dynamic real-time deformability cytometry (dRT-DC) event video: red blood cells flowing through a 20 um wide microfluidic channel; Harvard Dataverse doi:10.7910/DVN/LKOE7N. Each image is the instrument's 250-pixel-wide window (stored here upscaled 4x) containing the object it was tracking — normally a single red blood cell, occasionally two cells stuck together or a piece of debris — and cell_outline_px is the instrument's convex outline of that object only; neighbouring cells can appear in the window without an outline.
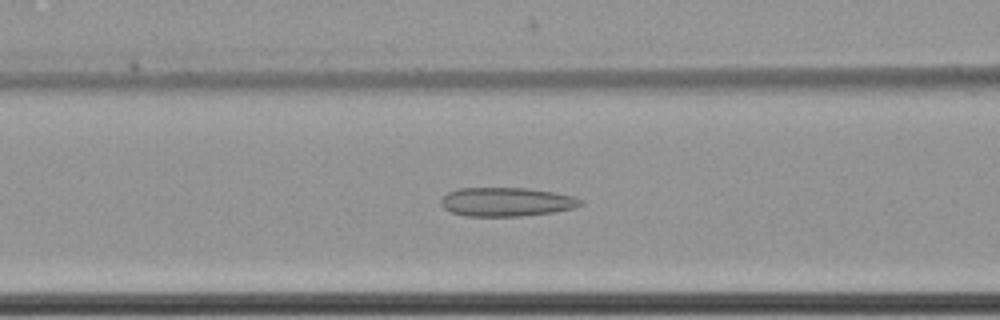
{"species": "common noctule bat (a hibernating species)", "species_latin": "Nyctalus noctula", "temperature_condition": "cold", "stored_images_in_passage": 40, "camera_frame_rate_fps": 3000, "um_per_image_px": 0.085, "animal": {"sex": "female", "body_mass_g": 22.7, "forearm_length_mm": 54.2}, "frame": {"image": 1, "passage_image": 6, "time_ms": 1.667, "image_size_px": [1000, 320], "cell_outline_px": [[584, 204], [572, 208], [552, 212], [520, 216], [464, 216], [452, 212], [444, 208], [440, 204], [440, 200], [448, 192], [460, 188], [528, 188], [552, 192], [572, 196], [584, 200]], "centroid_in_image_um": [43.03, 17.16], "position_along_channel_um": 123.6, "area_um2": 23.41}}
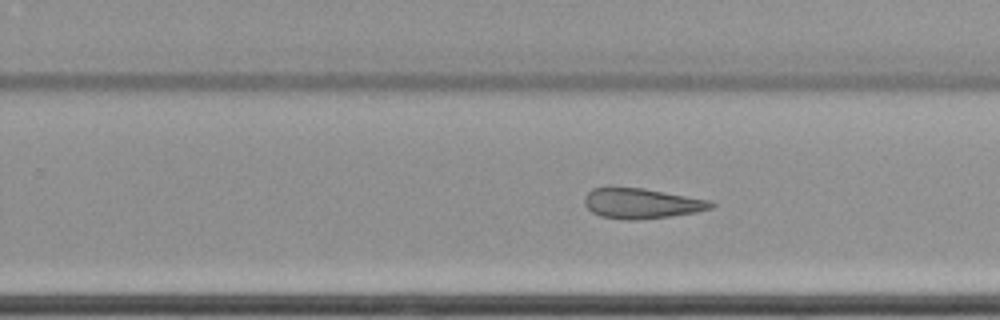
{"frame": {"image": 2, "passage_image": 19, "time_ms": 6.0, "image_size_px": [1000, 320], "cell_outline_px": [[716, 204], [712, 208], [696, 212], [672, 216], [640, 220], [624, 220], [600, 216], [592, 212], [584, 204], [584, 196], [592, 188], [644, 188], [712, 200]], "centroid_in_image_um": [54.56, 17.3], "position_along_channel_um": 275.2, "area_um2": 22.48}}
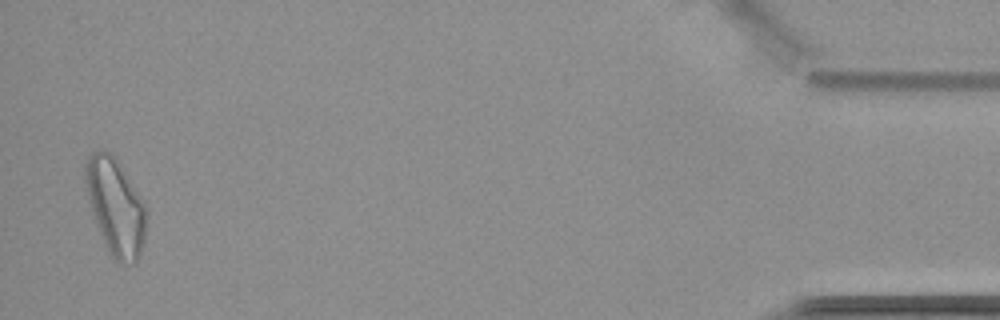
{"frame": {"image": 3, "passage_image": 39, "time_ms": 12.667, "image_size_px": [1000, 320], "cell_outline_px": [[148, 212], [144, 240], [140, 256], [132, 264], [116, 264], [104, 244], [96, 224], [88, 200], [84, 180], [84, 164], [88, 156], [92, 152], [104, 148], [112, 152], [120, 164], [148, 208]], "centroid_in_image_um": [9.82, 17.57], "position_along_channel_um": 425.4, "area_um2": 35.03}, "authors_computed_cell_mechanics": {"area_um2": 23.3801, "velocity_mm_per_s": 3.5079, "shape_relaxation_time_tau1_ms": null, "shape_relaxation_time_tau2_ms": 10.0197, "deformation_change_tau1": null, "deformation_change_tau2": 0.1978}}